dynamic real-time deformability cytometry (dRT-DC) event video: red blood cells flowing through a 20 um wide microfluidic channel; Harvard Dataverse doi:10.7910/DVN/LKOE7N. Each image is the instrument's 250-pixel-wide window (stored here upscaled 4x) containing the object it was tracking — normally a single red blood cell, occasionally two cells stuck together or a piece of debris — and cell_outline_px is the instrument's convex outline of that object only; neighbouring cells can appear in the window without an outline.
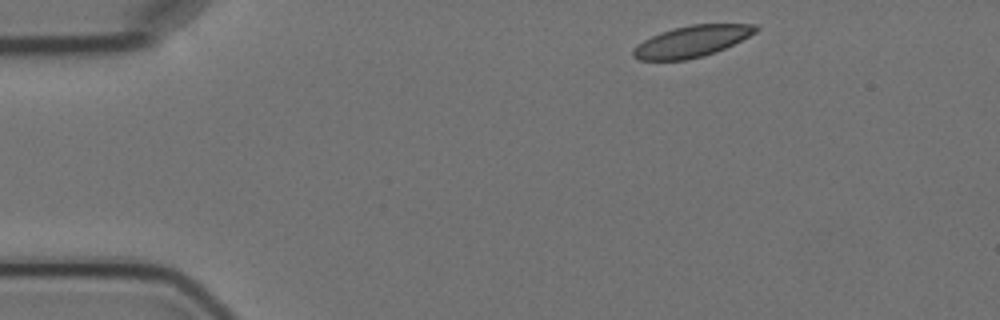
{"species": "Egyptian fruit bat (a non-hibernating species)", "species_latin": "Rousettus aegyptiacus", "temperature_condition": "cold", "stored_images_in_passage": 4, "camera_frame_rate_fps": 3000, "um_per_image_px": 0.085, "animal": {"sex": "female"}, "frame": {"image": 1, "passage_image": 1, "time_ms": 0.0, "image_size_px": [1000, 320], "cell_outline_px": [[760, 28], [756, 32], [716, 52], [704, 56], [688, 60], [640, 60], [632, 56], [632, 52], [644, 40], [660, 32], [672, 28], [692, 24], [756, 24]], "centroid_in_image_um": [58.81, 3.51], "position_along_channel_um": 26.2, "area_um2": 22.2}}
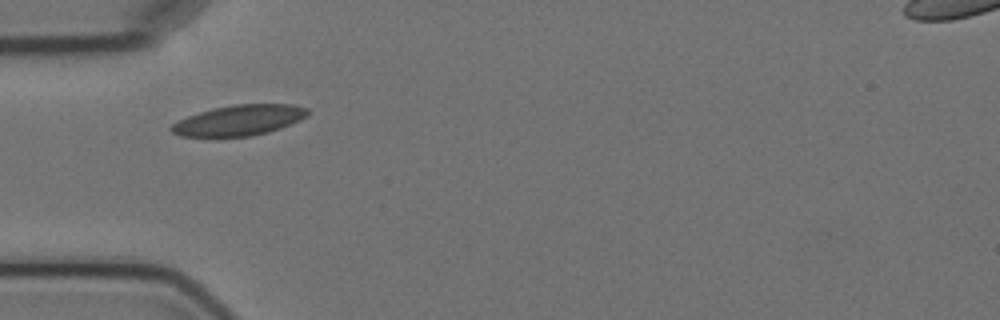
{"frame": {"image": 2, "passage_image": 3, "time_ms": 3.0, "image_size_px": [1000, 320], "cell_outline_px": [[308, 116], [300, 120], [280, 128], [268, 132], [252, 136], [216, 140], [180, 136], [172, 132], [168, 128], [172, 124], [188, 116], [212, 108], [232, 104], [292, 104], [308, 108]], "centroid_in_image_um": [20.26, 10.27], "position_along_channel_um": 64.7, "area_um2": 25.2}}
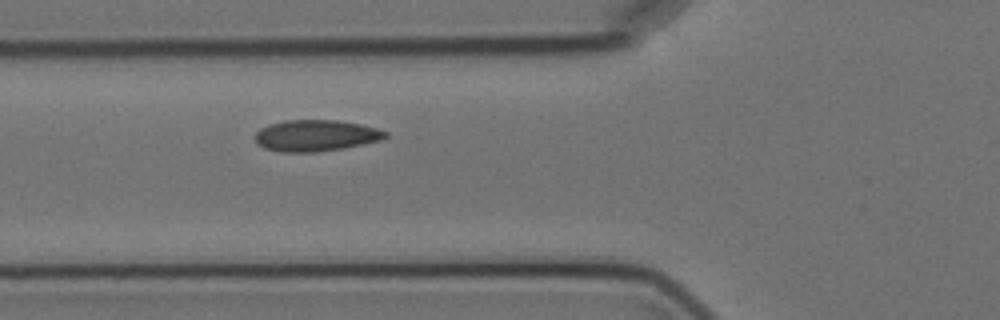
{"frame": {"image": 3, "passage_image": 4, "time_ms": 4.0, "image_size_px": [1000, 320], "cell_outline_px": [[388, 136], [380, 140], [344, 148], [316, 152], [280, 152], [264, 148], [256, 144], [252, 136], [260, 128], [268, 124], [284, 120], [336, 120], [360, 124], [376, 128], [388, 132]], "centroid_in_image_um": [26.78, 11.52], "position_along_channel_um": 99.0, "area_um2": 24.04}}